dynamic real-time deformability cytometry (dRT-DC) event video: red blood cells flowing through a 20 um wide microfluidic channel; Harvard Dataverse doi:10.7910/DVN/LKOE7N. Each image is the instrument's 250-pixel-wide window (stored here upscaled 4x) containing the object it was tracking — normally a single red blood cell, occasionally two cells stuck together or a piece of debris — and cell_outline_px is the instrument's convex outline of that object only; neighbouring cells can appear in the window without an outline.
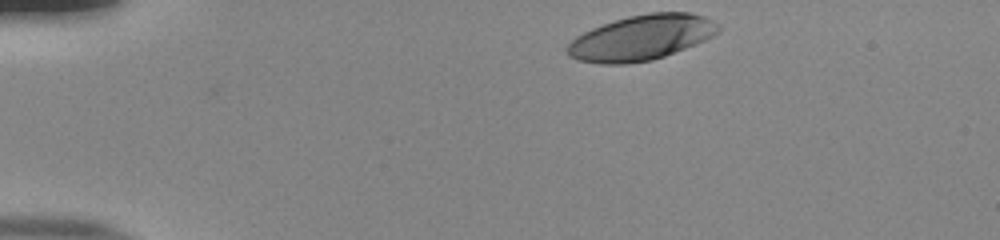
{"species": "human", "species_latin": "Homo sapiens", "temperature_condition": "room temperature", "stored_images_in_passage": 37, "camera_frame_rate_fps": 3000, "um_per_image_px": 0.085, "donor": {"sex": "male"}, "frame": {"image": 1, "passage_image": 1, "time_ms": 0.0, "image_size_px": [1000, 240], "cell_outline_px": [[720, 32], [704, 40], [664, 56], [652, 60], [628, 64], [600, 64], [576, 60], [568, 56], [564, 48], [576, 36], [592, 28], [628, 16], [648, 12], [688, 12], [704, 16], [720, 24]], "centroid_in_image_um": [54.49, 3.2], "position_along_channel_um": 30.5, "area_um2": 39.88}}
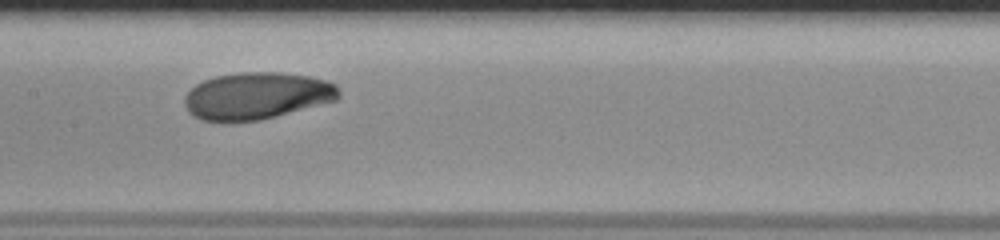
{"frame": {"image": 2, "passage_image": 19, "time_ms": 6.0, "image_size_px": [1000, 240], "cell_outline_px": [[340, 96], [336, 100], [260, 120], [200, 120], [192, 116], [188, 112], [184, 104], [184, 96], [196, 84], [204, 80], [216, 76], [244, 72], [280, 72], [308, 76], [324, 80], [336, 84], [340, 92]], "centroid_in_image_um": [21.81, 8.13], "position_along_channel_um": 185.6, "area_um2": 41.85}}
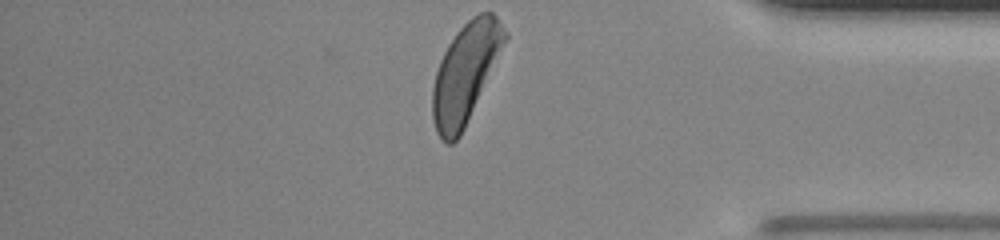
{"frame": {"image": 3, "passage_image": 37, "time_ms": 12.0, "image_size_px": [1000, 240], "cell_outline_px": [[508, 36], [464, 128], [460, 136], [452, 144], [444, 144], [440, 140], [436, 132], [432, 120], [432, 88], [436, 72], [440, 60], [448, 44], [456, 32], [472, 16], [480, 12], [492, 12], [496, 16], [508, 32]], "centroid_in_image_um": [39.53, 6.22], "position_along_channel_um": 395.7, "area_um2": 41.44}, "authors_computed_cell_mechanics": {"area_um2": 41.6738, "velocity_mm_per_s": 3.8378, "shape_relaxation_time_tau1_ms": 2.3152, "shape_relaxation_time_tau2_ms": null, "deformation_change_tau1": 0.144, "deformation_change_tau2": null}}